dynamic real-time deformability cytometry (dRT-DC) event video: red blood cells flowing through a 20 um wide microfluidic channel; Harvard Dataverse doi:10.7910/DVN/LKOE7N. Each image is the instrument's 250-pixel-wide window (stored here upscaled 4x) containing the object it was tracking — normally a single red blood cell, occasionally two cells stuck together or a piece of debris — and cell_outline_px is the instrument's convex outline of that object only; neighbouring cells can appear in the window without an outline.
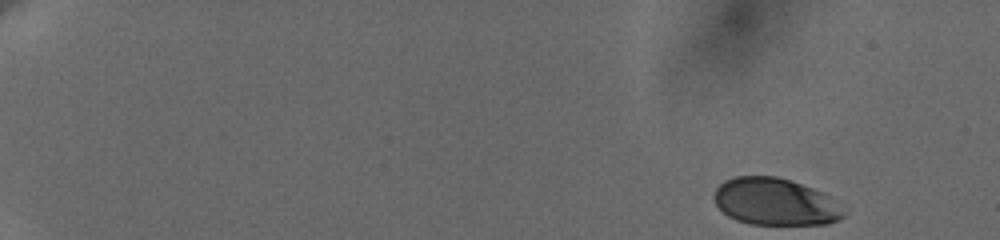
{"species": "human", "species_latin": "Homo sapiens", "temperature_condition": "cold", "stored_images_in_passage": 34, "camera_frame_rate_fps": 3000, "um_per_image_px": 0.085, "donor": {"sex": "female"}, "frame": {"image": 1, "passage_image": 1, "time_ms": 0.0, "image_size_px": [1000, 240], "cell_outline_px": [[848, 212], [840, 220], [828, 224], [748, 224], [736, 220], [728, 216], [716, 204], [712, 196], [716, 188], [724, 180], [732, 176], [776, 176], [812, 188], [828, 196], [848, 208]], "centroid_in_image_um": [65.92, 17.16], "position_along_channel_um": 19.1, "area_um2": 35.89}}
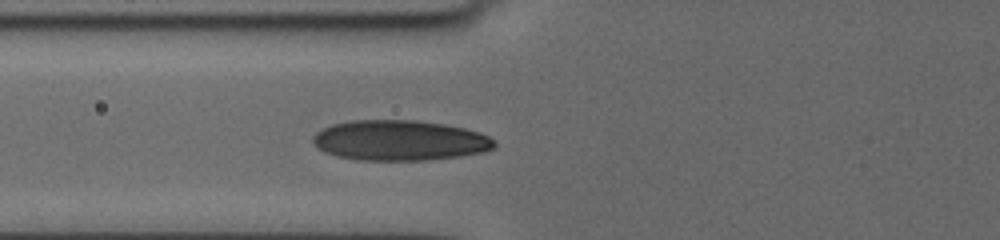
{"frame": {"image": 2, "passage_image": 22, "time_ms": 6.667, "image_size_px": [1000, 240], "cell_outline_px": [[496, 144], [492, 148], [484, 152], [460, 156], [424, 160], [360, 160], [336, 156], [324, 152], [316, 148], [312, 144], [312, 136], [316, 132], [332, 124], [352, 120], [416, 120], [444, 124], [464, 128], [480, 132], [488, 136]], "centroid_in_image_um": [33.93, 11.93], "position_along_channel_um": 91.9, "area_um2": 42.77}}
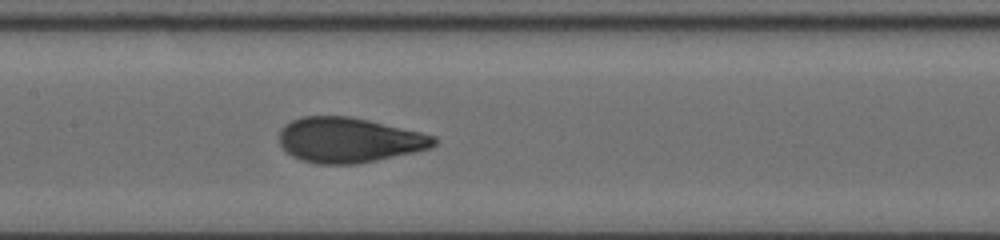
{"frame": {"image": 3, "passage_image": 33, "time_ms": 9.0, "image_size_px": [1000, 240], "cell_outline_px": [[436, 144], [428, 148], [412, 152], [376, 160], [356, 164], [316, 164], [292, 156], [280, 144], [280, 128], [284, 124], [300, 116], [348, 116], [368, 120], [420, 132], [436, 136]], "centroid_in_image_um": [29.62, 11.89], "position_along_channel_um": 177.8, "area_um2": 40.29}}